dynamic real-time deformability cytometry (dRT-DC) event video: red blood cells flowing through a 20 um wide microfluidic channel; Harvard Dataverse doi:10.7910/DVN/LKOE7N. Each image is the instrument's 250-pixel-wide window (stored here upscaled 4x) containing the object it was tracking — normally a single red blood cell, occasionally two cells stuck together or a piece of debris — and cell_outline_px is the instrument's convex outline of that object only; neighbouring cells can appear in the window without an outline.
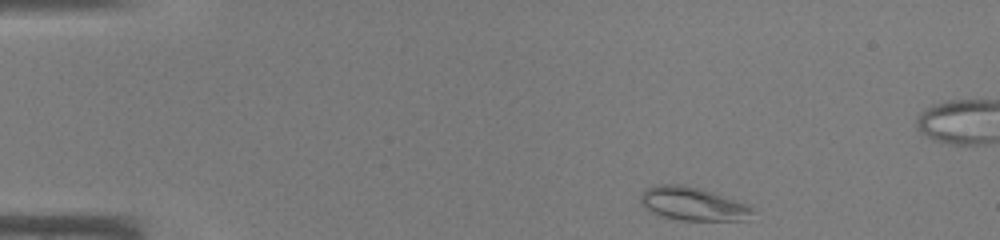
{"species": "common noctule bat (a hibernating species)", "species_latin": "Nyctalus noctula", "temperature_condition": "warm", "stored_images_in_passage": 40, "segment_of_instrument_passage": [1, 2], "camera_frame_rate_fps": 3000, "um_per_image_px": 0.085, "animal": {"sex": "male", "body_mass_g": 19.0, "forearm_length_mm": 50.8}, "frame": {"image": 1, "passage_image": 1, "time_ms": 0.0, "image_size_px": [1000, 240], "cell_outline_px": [[756, 212], [748, 220], [680, 220], [664, 216], [652, 212], [640, 204], [640, 196], [648, 188], [660, 184], [684, 184], [700, 188], [752, 204]], "centroid_in_image_um": [58.99, 17.32], "position_along_channel_um": 26.0, "area_um2": 22.08}}
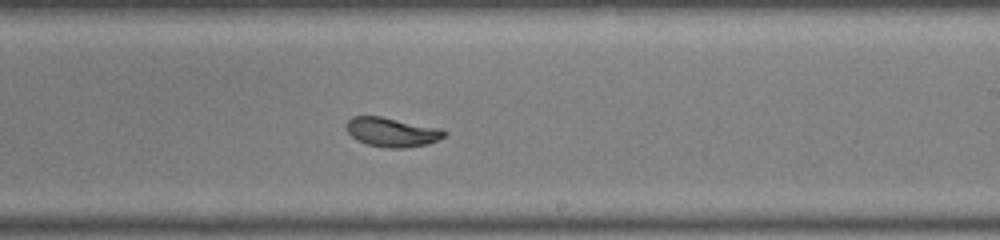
{"frame": {"image": 2, "passage_image": 22, "time_ms": 7.0, "image_size_px": [1000, 240], "cell_outline_px": [[448, 132], [444, 136], [428, 144], [404, 148], [388, 148], [368, 144], [356, 140], [348, 132], [348, 120], [352, 116], [380, 116], [440, 128]], "centroid_in_image_um": [33.33, 11.23], "position_along_channel_um": 255.7, "area_um2": 16.47}}
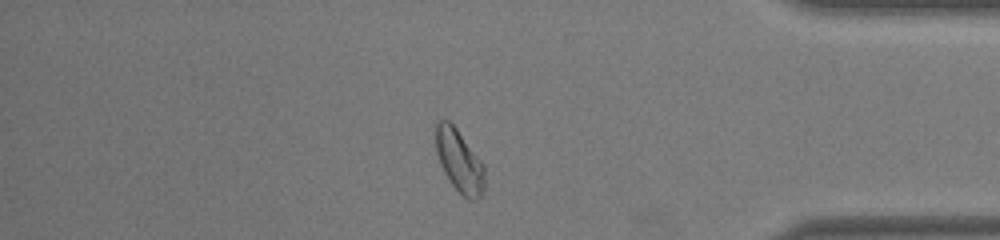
{"frame": {"image": 3, "passage_image": 33, "time_ms": 10.667, "image_size_px": [1000, 240], "cell_outline_px": [[484, 192], [476, 200], [468, 200], [452, 184], [444, 172], [440, 164], [436, 152], [436, 120], [448, 120], [456, 128], [484, 164]], "centroid_in_image_um": [39.05, 13.68], "position_along_channel_um": 396.2, "area_um2": 17.69}}